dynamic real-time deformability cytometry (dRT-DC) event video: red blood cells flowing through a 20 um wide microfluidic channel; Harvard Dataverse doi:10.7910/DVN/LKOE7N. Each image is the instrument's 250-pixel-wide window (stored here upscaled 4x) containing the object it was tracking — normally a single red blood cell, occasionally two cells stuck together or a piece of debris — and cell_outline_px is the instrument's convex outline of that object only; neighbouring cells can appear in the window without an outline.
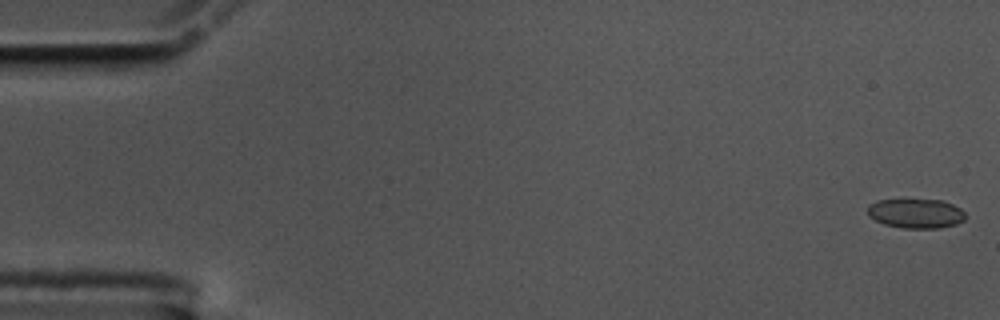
{"species": "common noctule bat (a hibernating species)", "species_latin": "Nyctalus noctula", "temperature_condition": "cold", "stored_images_in_passage": 57, "camera_frame_rate_fps": 3000, "um_per_image_px": 0.085, "animal": {"sex": "male", "body_mass_g": 17.5, "forearm_length_mm": 52.3}, "frame": {"image": 1, "passage_image": 1, "time_ms": 0.0, "image_size_px": [1000, 320], "cell_outline_px": [[964, 220], [956, 224], [936, 228], [900, 228], [884, 224], [868, 216], [868, 204], [876, 200], [940, 200], [952, 204], [960, 208], [964, 212]], "centroid_in_image_um": [77.82, 18.14], "position_along_channel_um": 7.2, "area_um2": 16.7}}
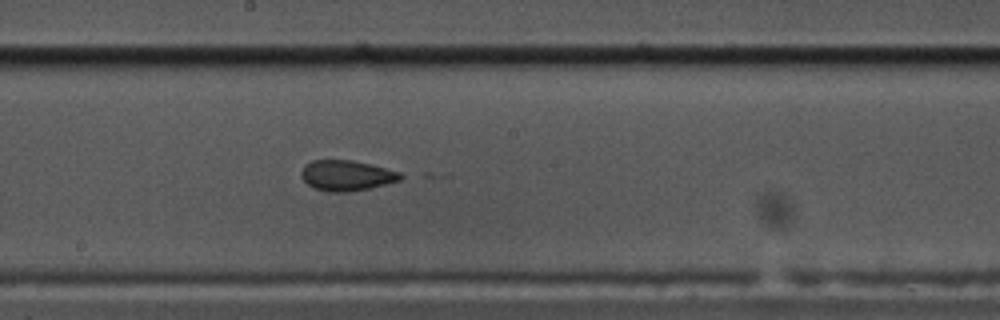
{"frame": {"image": 2, "passage_image": 31, "time_ms": 10.0, "image_size_px": [1000, 320], "cell_outline_px": [[408, 176], [400, 180], [368, 188], [348, 192], [328, 192], [312, 188], [300, 176], [300, 172], [304, 164], [312, 160], [352, 160], [372, 164], [400, 172]], "centroid_in_image_um": [29.45, 14.91], "position_along_channel_um": 218.7, "area_um2": 17.86}}
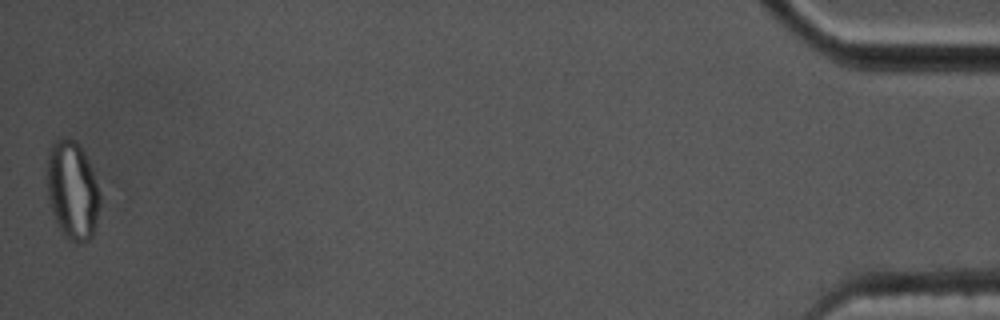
{"frame": {"image": 3, "passage_image": 57, "time_ms": 18.667, "image_size_px": [1000, 320], "cell_outline_px": [[100, 204], [96, 224], [92, 236], [88, 240], [80, 244], [64, 236], [52, 212], [48, 200], [48, 152], [52, 144], [56, 140], [64, 136], [76, 140], [84, 152], [100, 180]], "centroid_in_image_um": [6.2, 16.14], "position_along_channel_um": 429.0, "area_um2": 30.87}, "authors_computed_cell_mechanics": {"area_um2": 17.8602, "velocity_mm_per_s": 3.5246, "shape_relaxation_time_tau1_ms": 2.581, "shape_relaxation_time_tau2_ms": null, "deformation_change_tau1": 0.1751, "deformation_change_tau2": null}}